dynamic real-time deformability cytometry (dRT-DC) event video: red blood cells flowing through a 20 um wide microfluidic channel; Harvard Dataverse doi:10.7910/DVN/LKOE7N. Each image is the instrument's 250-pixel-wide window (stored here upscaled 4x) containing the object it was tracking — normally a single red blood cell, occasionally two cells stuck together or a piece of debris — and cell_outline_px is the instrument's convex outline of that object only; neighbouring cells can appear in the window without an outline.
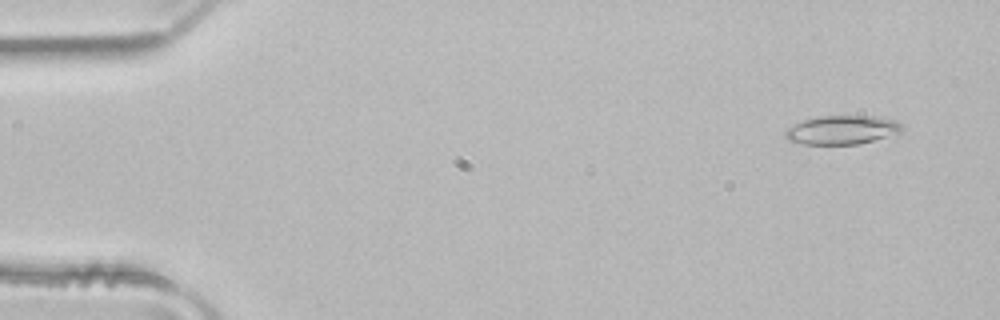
{"species": "common noctule bat (a hibernating species)", "species_latin": "Nyctalus noctula", "temperature_condition": "room temperature", "stored_images_in_passage": 51, "camera_frame_rate_fps": 3000, "um_per_image_px": 0.085, "animal": {"sex": "male", "body_mass_g": 21.5, "forearm_length_mm": 52.0}, "frame": {"image": 1, "passage_image": 4, "time_ms": 1.0, "image_size_px": [1000, 320], "cell_outline_px": [[904, 132], [856, 144], [804, 144], [788, 140], [784, 136], [784, 132], [792, 124], [816, 116], [876, 116], [896, 120], [904, 124]], "centroid_in_image_um": [71.6, 11.03], "position_along_channel_um": 13.4, "area_um2": 19.77}}
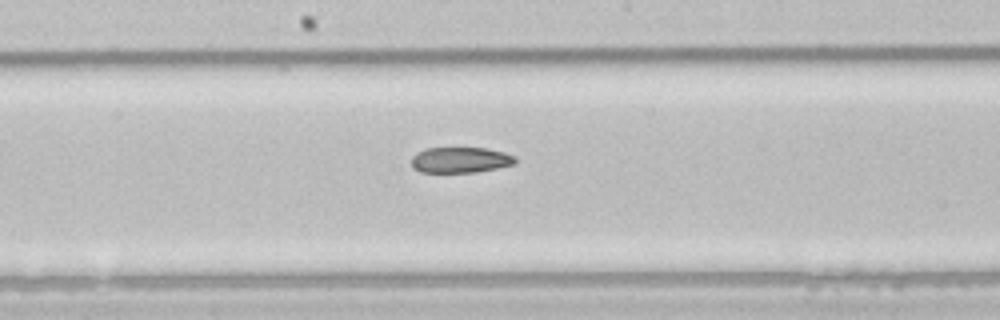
{"frame": {"image": 2, "passage_image": 27, "time_ms": 8.667, "image_size_px": [1000, 320], "cell_outline_px": [[516, 164], [476, 172], [420, 172], [412, 168], [412, 156], [416, 152], [424, 148], [484, 148], [504, 152], [516, 156]], "centroid_in_image_um": [39.12, 13.59], "position_along_channel_um": 209.1, "area_um2": 15.66}}
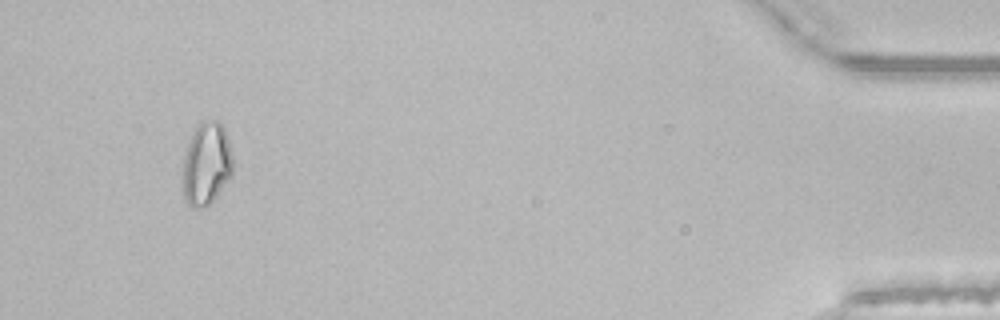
{"frame": {"image": 3, "passage_image": 48, "time_ms": 15.667, "image_size_px": [1000, 320], "cell_outline_px": [[232, 176], [216, 196], [204, 208], [192, 208], [184, 200], [184, 156], [192, 132], [196, 124], [204, 120], [220, 120], [224, 128], [232, 152]], "centroid_in_image_um": [17.56, 13.9], "position_along_channel_um": 417.6, "area_um2": 24.22}, "authors_computed_cell_mechanics": {"area_um2": 18.9006, "velocity_mm_per_s": 4.0432, "shape_relaxation_time_tau1_ms": null, "shape_relaxation_time_tau2_ms": 4.6363, "deformation_change_tau1": null, "deformation_change_tau2": 0.1138}}